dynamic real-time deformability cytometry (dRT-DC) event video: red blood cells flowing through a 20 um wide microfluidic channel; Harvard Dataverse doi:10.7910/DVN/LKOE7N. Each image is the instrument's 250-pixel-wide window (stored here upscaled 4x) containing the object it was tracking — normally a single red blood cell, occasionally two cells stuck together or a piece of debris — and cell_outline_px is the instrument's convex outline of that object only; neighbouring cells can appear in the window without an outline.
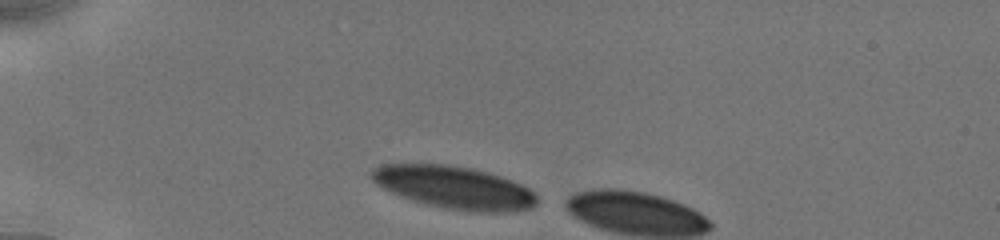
{"species": "human", "species_latin": "Homo sapiens", "temperature_condition": "cold", "stored_images_in_passage": 3, "camera_frame_rate_fps": 3000, "um_per_image_px": 0.085, "donor": {"sex": "male"}, "frame": {"image": 1, "passage_image": 1, "time_ms": 0.0, "image_size_px": [1000, 240], "cell_outline_px": [[536, 204], [528, 208], [508, 212], [476, 212], [444, 208], [412, 200], [400, 196], [376, 184], [372, 180], [372, 168], [380, 164], [444, 164], [472, 168], [488, 172], [512, 180], [528, 188], [536, 196]], "centroid_in_image_um": [38.59, 15.93], "position_along_channel_um": 46.4, "area_um2": 40.81}}